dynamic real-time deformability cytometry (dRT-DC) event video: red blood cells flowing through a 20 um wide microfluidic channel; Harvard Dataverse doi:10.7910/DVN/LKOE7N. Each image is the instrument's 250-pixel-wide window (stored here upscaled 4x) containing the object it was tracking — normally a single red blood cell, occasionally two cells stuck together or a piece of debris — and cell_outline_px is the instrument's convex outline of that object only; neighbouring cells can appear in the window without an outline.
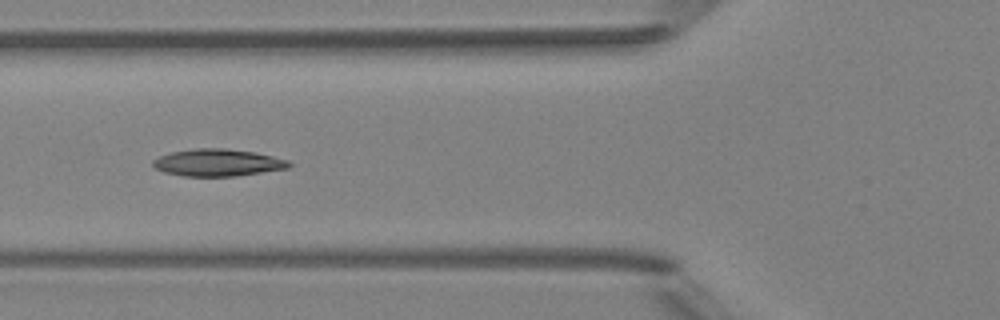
{"species": "Egyptian fruit bat (a non-hibernating species)", "species_latin": "Rousettus aegyptiacus", "temperature_condition": "room temperature", "stored_images_in_passage": 4, "camera_frame_rate_fps": 3000, "um_per_image_px": 0.085, "animal": {"sex": "female"}, "frame": {"image": 1, "passage_image": 4, "time_ms": 4.0, "image_size_px": [1000, 320], "cell_outline_px": [[292, 164], [288, 168], [236, 176], [184, 176], [164, 172], [156, 168], [152, 164], [152, 160], [160, 156], [172, 152], [196, 148], [224, 148], [252, 152], [272, 156], [288, 160]], "centroid_in_image_um": [18.5, 13.82], "position_along_channel_um": 107.3, "area_um2": 21.33}}